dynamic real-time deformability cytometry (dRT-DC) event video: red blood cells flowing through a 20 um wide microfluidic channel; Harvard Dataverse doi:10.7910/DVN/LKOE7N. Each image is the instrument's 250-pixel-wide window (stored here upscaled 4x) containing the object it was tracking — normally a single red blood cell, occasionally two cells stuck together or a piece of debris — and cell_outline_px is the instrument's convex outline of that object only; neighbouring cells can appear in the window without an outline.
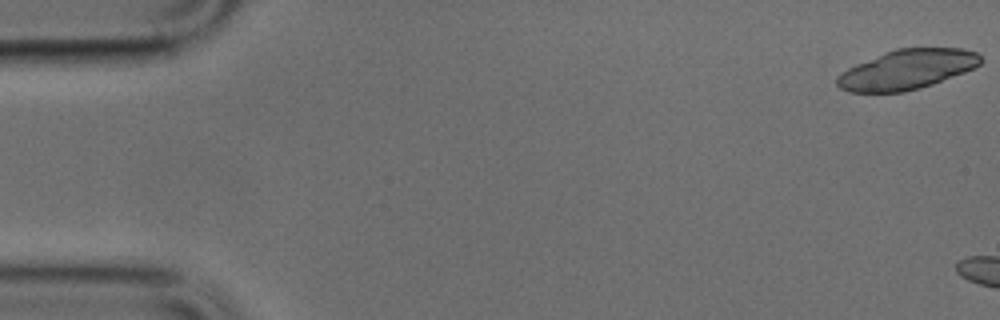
{"species": "common noctule bat (a hibernating species)", "species_latin": "Nyctalus noctula", "temperature_condition": "cold", "stored_images_in_passage": 5, "camera_frame_rate_fps": 3000, "um_per_image_px": 0.085, "animal": {"sex": "male", "body_mass_g": 17.9, "forearm_length_mm": 54.2}, "frame": {"image": 1, "passage_image": 1, "time_ms": 0.0, "image_size_px": [1000, 320], "cell_outline_px": [[984, 60], [980, 64], [964, 72], [932, 84], [920, 88], [904, 92], [848, 92], [840, 88], [836, 84], [836, 76], [840, 72], [856, 64], [884, 52], [896, 48], [964, 48], [976, 52]], "centroid_in_image_um": [77.07, 5.9], "position_along_channel_um": 7.9, "area_um2": 33.23}}